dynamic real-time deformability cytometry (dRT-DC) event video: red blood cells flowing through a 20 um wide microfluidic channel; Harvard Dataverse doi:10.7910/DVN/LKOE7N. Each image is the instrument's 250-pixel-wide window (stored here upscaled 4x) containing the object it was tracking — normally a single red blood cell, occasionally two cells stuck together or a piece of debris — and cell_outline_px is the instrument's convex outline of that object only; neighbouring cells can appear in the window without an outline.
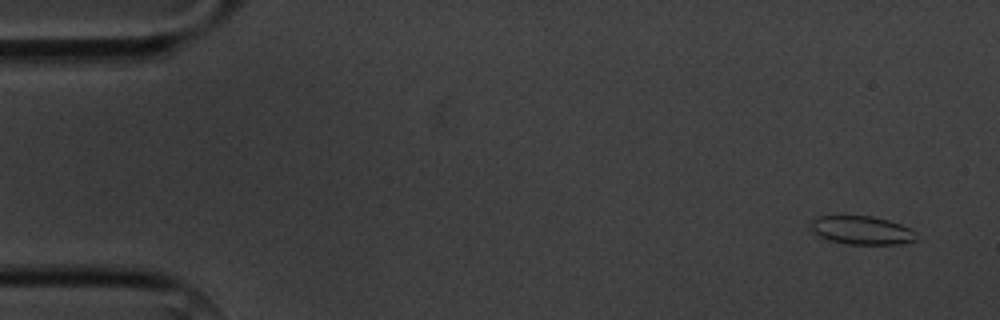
{"species": "common noctule bat (a hibernating species)", "species_latin": "Nyctalus noctula", "temperature_condition": "cold", "stored_images_in_passage": 8, "camera_frame_rate_fps": 3000, "um_per_image_px": 0.085, "animal": {"sex": "male", "body_mass_g": 20.1, "forearm_length_mm": 53.5}, "frame": {"image": 1, "passage_image": 1, "time_ms": 0.0, "image_size_px": [1000, 320], "cell_outline_px": [[916, 240], [900, 244], [844, 244], [828, 240], [820, 236], [808, 224], [816, 216], [872, 216], [888, 220], [900, 224], [908, 228], [912, 232]], "centroid_in_image_um": [73.19, 19.57], "position_along_channel_um": 11.8, "area_um2": 17.28}}
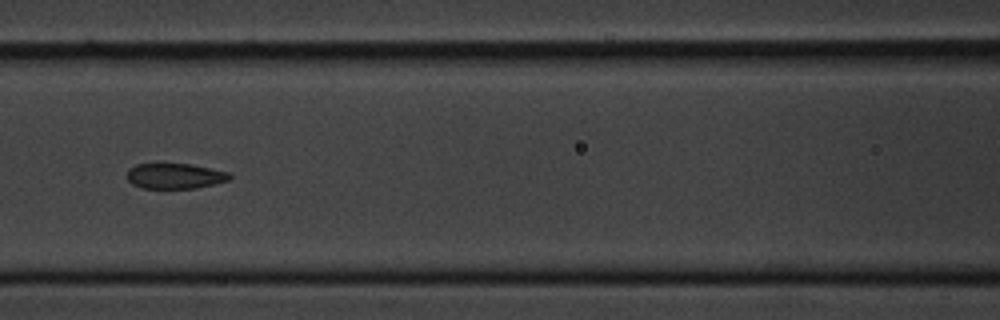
{"frame": {"image": 2, "passage_image": 7, "time_ms": 7.0, "image_size_px": [1000, 320], "cell_outline_px": [[232, 176], [228, 180], [196, 188], [140, 188], [132, 184], [128, 180], [128, 168], [136, 164], [188, 164], [228, 172]], "centroid_in_image_um": [14.82, 14.96], "position_along_channel_um": 151.8, "area_um2": 14.97}}
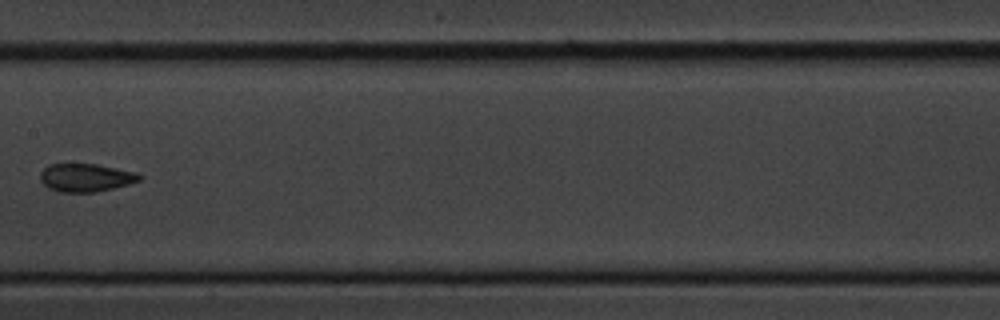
{"frame": {"image": 3, "passage_image": 8, "time_ms": 8.333, "image_size_px": [1000, 320], "cell_outline_px": [[144, 176], [140, 180], [128, 184], [96, 192], [60, 192], [48, 188], [40, 180], [40, 172], [48, 164], [96, 164], [136, 172]], "centroid_in_image_um": [7.28, 15.09], "position_along_channel_um": 200.1, "area_um2": 16.24}}